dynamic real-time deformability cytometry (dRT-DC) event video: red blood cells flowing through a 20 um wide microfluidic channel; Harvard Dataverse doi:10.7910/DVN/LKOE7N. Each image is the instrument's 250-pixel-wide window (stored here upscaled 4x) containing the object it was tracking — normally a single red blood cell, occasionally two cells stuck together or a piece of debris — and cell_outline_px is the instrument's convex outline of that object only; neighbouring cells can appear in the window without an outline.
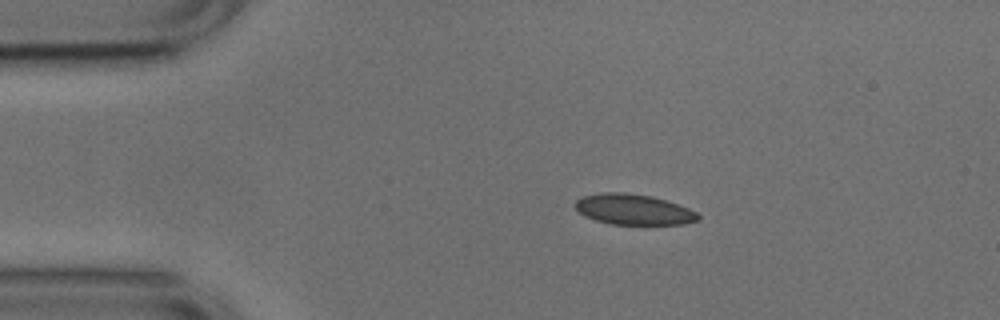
{"species": "common noctule bat (a hibernating species)", "species_latin": "Nyctalus noctula", "temperature_condition": "cold", "stored_images_in_passage": 16, "camera_frame_rate_fps": 3000, "um_per_image_px": 0.085, "animal": {"sex": "male", "body_mass_g": 17.9, "forearm_length_mm": 54.2}, "frame": {"image": 1, "passage_image": 4, "time_ms": 1.0, "image_size_px": [1000, 320], "cell_outline_px": [[700, 220], [680, 224], [612, 224], [596, 220], [584, 216], [576, 208], [576, 200], [580, 196], [600, 192], [624, 192], [652, 196], [688, 208], [696, 212], [700, 216]], "centroid_in_image_um": [53.82, 17.79], "position_along_channel_um": 31.2, "area_um2": 21.79}}